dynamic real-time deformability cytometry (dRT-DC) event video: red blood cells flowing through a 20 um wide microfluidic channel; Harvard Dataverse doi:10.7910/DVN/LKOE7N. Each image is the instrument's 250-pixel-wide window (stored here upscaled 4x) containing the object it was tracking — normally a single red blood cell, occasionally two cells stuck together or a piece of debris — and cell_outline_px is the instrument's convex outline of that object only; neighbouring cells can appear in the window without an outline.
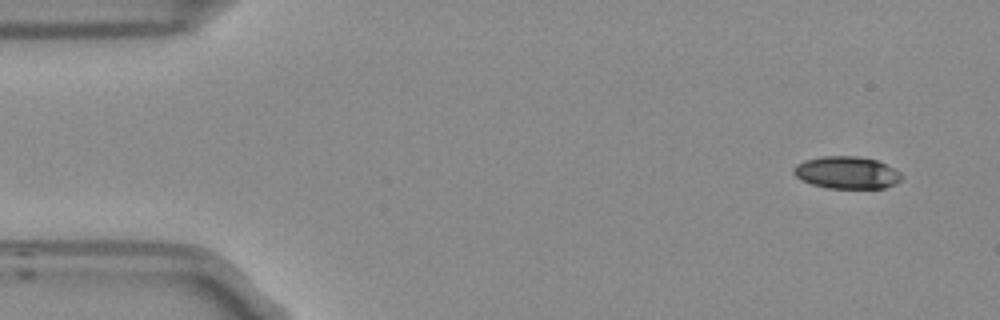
{"species": "Egyptian fruit bat (a non-hibernating species)", "species_latin": "Rousettus aegyptiacus", "temperature_condition": "room temperature", "stored_images_in_passage": 4, "segment_of_instrument_passage": [2, 2], "camera_frame_rate_fps": 3000, "um_per_image_px": 0.085, "frame": {"image": 1, "passage_image": 4, "time_ms": 1.0, "image_size_px": [1000, 320], "cell_outline_px": [[904, 176], [896, 184], [884, 188], [828, 188], [812, 184], [796, 176], [792, 172], [792, 168], [796, 164], [804, 160], [824, 156], [856, 156], [876, 160], [900, 172]], "centroid_in_image_um": [71.97, 14.67], "position_along_channel_um": 13.0, "area_um2": 20.23}}